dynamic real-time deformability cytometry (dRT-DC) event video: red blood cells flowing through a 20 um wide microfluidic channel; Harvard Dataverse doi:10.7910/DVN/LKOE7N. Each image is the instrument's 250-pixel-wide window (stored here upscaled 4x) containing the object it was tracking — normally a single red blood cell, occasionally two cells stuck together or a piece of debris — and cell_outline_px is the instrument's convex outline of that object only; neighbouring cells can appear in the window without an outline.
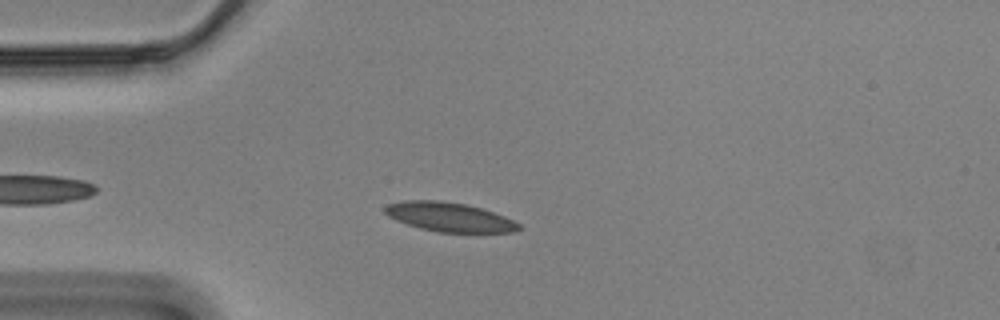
{"species": "Egyptian fruit bat (a non-hibernating species)", "species_latin": "Rousettus aegyptiacus", "temperature_condition": "cold", "stored_images_in_passage": 43, "camera_frame_rate_fps": 3000, "um_per_image_px": 0.085, "animal": {"sex": "male"}, "frame": {"image": 1, "passage_image": 8, "time_ms": 2.333, "image_size_px": [1000, 320], "cell_outline_px": [[520, 228], [512, 232], [436, 232], [420, 228], [396, 220], [388, 216], [384, 212], [384, 208], [388, 204], [404, 200], [440, 200], [464, 204], [480, 208], [504, 216], [520, 224]], "centroid_in_image_um": [38.15, 18.44], "position_along_channel_um": 46.8, "area_um2": 22.54}}
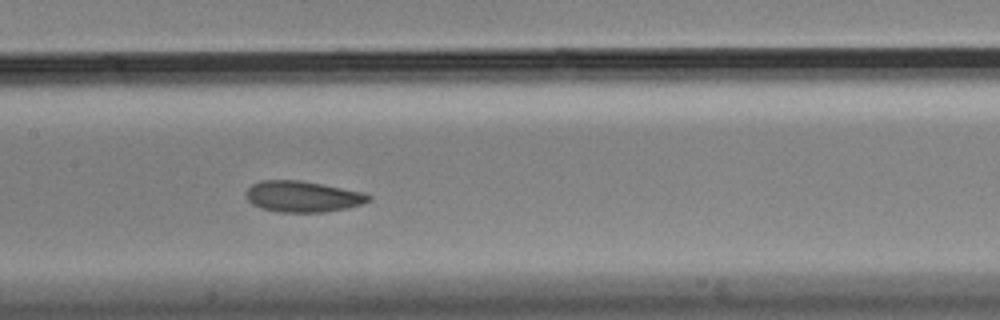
{"frame": {"image": 2, "passage_image": 21, "time_ms": 6.667, "image_size_px": [1000, 320], "cell_outline_px": [[372, 200], [364, 204], [348, 208], [328, 212], [276, 212], [260, 208], [252, 204], [244, 196], [244, 192], [252, 184], [260, 180], [300, 180], [364, 192], [372, 196]], "centroid_in_image_um": [25.73, 16.71], "position_along_channel_um": 181.7, "area_um2": 22.6}}
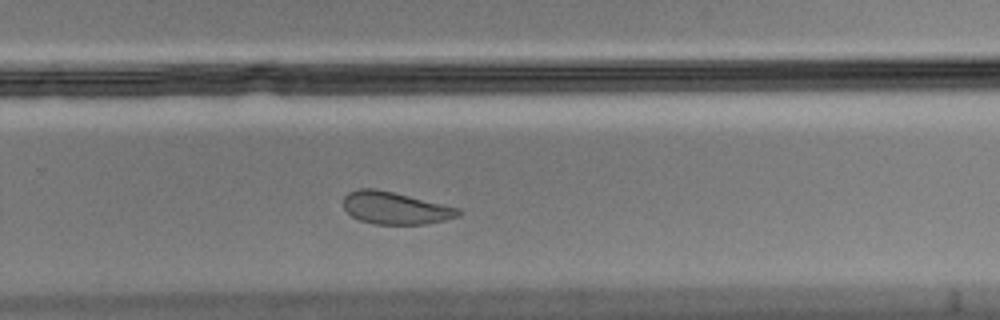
{"frame": {"image": 3, "passage_image": 31, "time_ms": 10.0, "image_size_px": [1000, 320], "cell_outline_px": [[460, 212], [456, 216], [444, 220], [428, 224], [372, 224], [360, 220], [352, 216], [344, 208], [344, 196], [348, 192], [360, 188], [376, 188], [460, 208]], "centroid_in_image_um": [33.56, 17.68], "position_along_channel_um": 296.2, "area_um2": 21.5}, "authors_computed_cell_mechanics": {"area_um2": 22.4264, "velocity_mm_per_s": 3.4484, "shape_relaxation_time_tau1_ms": 5.2154, "shape_relaxation_time_tau2_ms": 3.8583, "deformation_change_tau1": 0.1101, "deformation_change_tau2": 0.079}}